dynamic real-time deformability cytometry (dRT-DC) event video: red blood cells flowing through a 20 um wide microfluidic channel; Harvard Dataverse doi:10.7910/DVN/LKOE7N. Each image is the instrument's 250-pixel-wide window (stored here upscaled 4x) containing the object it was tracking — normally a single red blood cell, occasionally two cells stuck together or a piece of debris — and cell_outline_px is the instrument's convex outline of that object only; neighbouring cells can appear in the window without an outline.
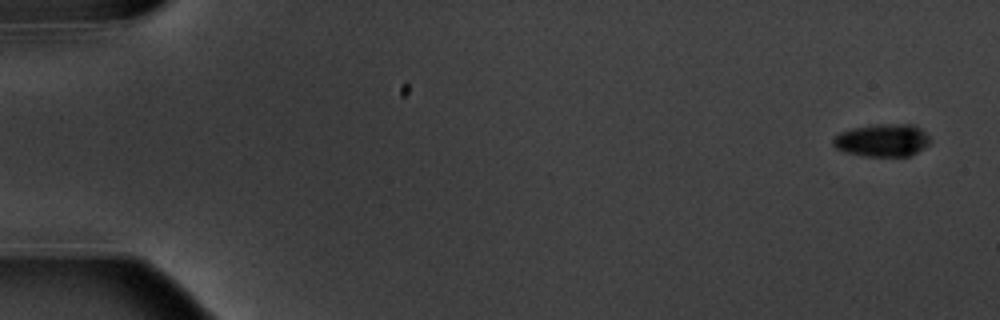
{"species": "common noctule bat (a hibernating species)", "species_latin": "Nyctalus noctula", "temperature_condition": "warm", "stored_images_in_passage": 5, "camera_frame_rate_fps": 3000, "um_per_image_px": 0.085, "animal": {"sex": "male", "body_mass_g": 20.1, "forearm_length_mm": 53.5}, "frame": {"image": 1, "passage_image": 1, "time_ms": 0.0, "image_size_px": [1000, 320], "cell_outline_px": [[932, 140], [928, 144], [916, 152], [908, 156], [864, 156], [844, 152], [836, 148], [832, 144], [832, 140], [840, 132], [852, 128], [880, 124], [912, 124], [920, 128]], "centroid_in_image_um": [74.98, 11.92], "position_along_channel_um": 10.0, "area_um2": 18.38}}
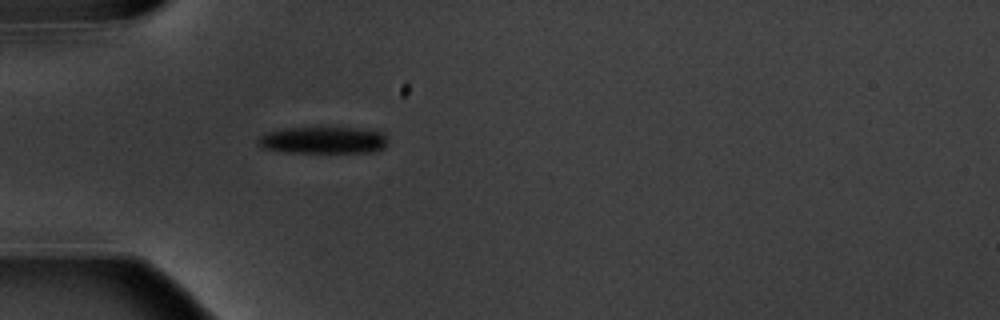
{"frame": {"image": 2, "passage_image": 5, "time_ms": 5.333, "image_size_px": [1000, 320], "cell_outline_px": [[388, 144], [384, 148], [376, 152], [284, 152], [260, 148], [256, 144], [256, 136], [268, 132], [284, 128], [352, 128], [384, 132], [388, 136]], "centroid_in_image_um": [27.45, 11.92], "position_along_channel_um": 57.5, "area_um2": 20.69}}